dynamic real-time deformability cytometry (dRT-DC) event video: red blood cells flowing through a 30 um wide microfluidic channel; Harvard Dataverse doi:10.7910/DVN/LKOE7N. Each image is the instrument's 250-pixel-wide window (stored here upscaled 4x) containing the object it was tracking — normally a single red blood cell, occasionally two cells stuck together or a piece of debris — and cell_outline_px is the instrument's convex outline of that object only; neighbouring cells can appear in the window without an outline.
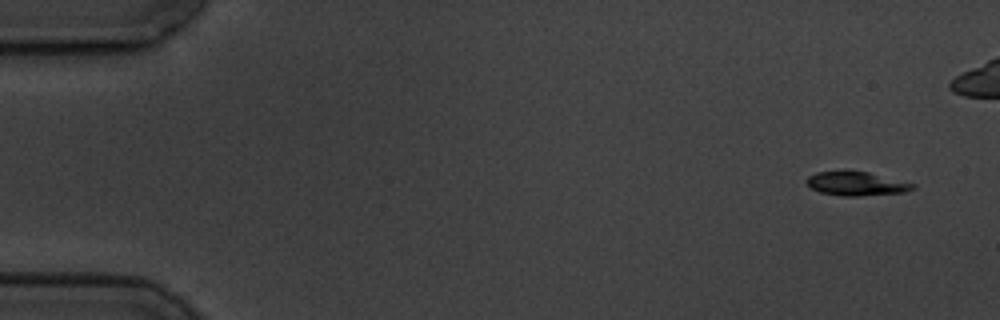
{"species": "common noctule bat (a hibernating species)", "species_latin": "Nyctalus noctula", "temperature_condition": "cold", "stored_images_in_passage": 6, "camera_frame_rate_fps": 3000, "um_per_image_px": 0.085, "animal": {"sex": "male", "body_mass_g": 19.5, "forearm_length_mm": 54.6}, "frame": {"image": 1, "passage_image": 1, "time_ms": 0.0, "image_size_px": [1000, 320], "cell_outline_px": [[916, 188], [904, 192], [860, 196], [840, 196], [820, 192], [812, 188], [804, 180], [808, 176], [816, 172], [844, 168], [868, 172], [916, 184]], "centroid_in_image_um": [72.74, 15.57], "position_along_channel_um": 12.3, "area_um2": 15.32}}